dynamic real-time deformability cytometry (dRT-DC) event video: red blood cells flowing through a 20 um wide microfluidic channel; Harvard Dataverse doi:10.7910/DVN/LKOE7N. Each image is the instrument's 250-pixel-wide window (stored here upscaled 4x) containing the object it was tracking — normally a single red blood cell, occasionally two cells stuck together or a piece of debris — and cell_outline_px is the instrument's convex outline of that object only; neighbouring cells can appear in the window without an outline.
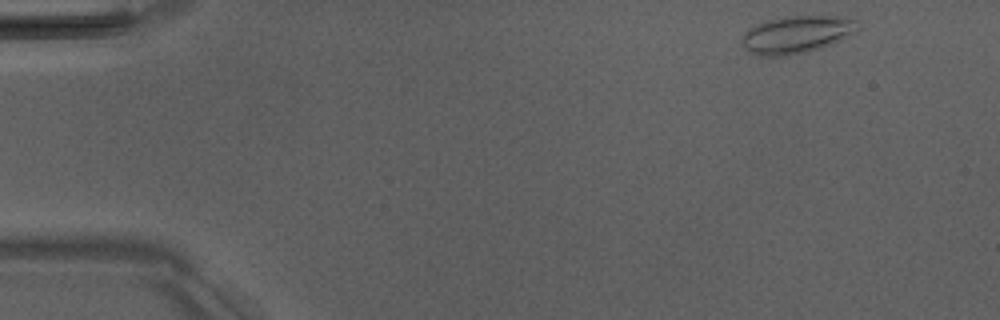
{"species": "Egyptian fruit bat (a non-hibernating species)", "species_latin": "Rousettus aegyptiacus", "temperature_condition": "room temperature", "stored_images_in_passage": 4, "camera_frame_rate_fps": 3000, "um_per_image_px": 0.085, "animal": {"sex": "male"}, "frame": {"image": 1, "passage_image": 1, "time_ms": 0.0, "image_size_px": [1000, 320], "cell_outline_px": [[860, 28], [856, 32], [832, 44], [820, 48], [784, 56], [756, 56], [748, 52], [744, 48], [740, 40], [744, 32], [768, 20], [784, 16], [836, 16], [860, 20]], "centroid_in_image_um": [67.74, 2.93], "position_along_channel_um": 17.3, "area_um2": 25.37}}